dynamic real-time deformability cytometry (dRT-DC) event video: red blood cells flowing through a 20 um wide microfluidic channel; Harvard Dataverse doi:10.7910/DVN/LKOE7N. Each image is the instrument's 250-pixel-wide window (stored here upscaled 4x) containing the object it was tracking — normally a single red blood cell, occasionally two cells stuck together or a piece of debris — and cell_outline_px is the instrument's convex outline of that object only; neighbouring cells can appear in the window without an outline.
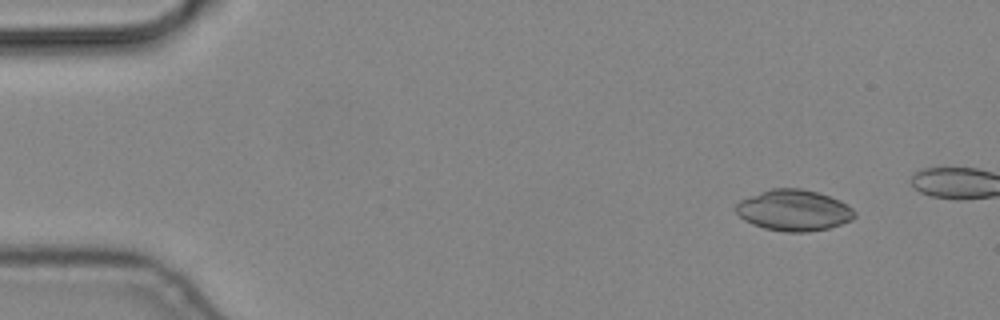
{"species": "common noctule bat (a hibernating species)", "species_latin": "Nyctalus noctula", "temperature_condition": "cold", "stored_images_in_passage": 5, "camera_frame_rate_fps": 3000, "um_per_image_px": 0.085, "animal": {"sex": "male", "body_mass_g": 19.2, "forearm_length_mm": 51.8}, "frame": {"image": 1, "passage_image": 2, "time_ms": 0.333, "image_size_px": [1000, 320], "cell_outline_px": [[856, 216], [852, 220], [828, 228], [808, 232], [784, 232], [764, 228], [752, 224], [744, 220], [736, 212], [736, 204], [740, 200], [760, 192], [772, 188], [800, 188], [816, 192], [840, 200], [852, 208], [856, 212]], "centroid_in_image_um": [67.48, 17.88], "position_along_channel_um": 17.5, "area_um2": 28.38}}